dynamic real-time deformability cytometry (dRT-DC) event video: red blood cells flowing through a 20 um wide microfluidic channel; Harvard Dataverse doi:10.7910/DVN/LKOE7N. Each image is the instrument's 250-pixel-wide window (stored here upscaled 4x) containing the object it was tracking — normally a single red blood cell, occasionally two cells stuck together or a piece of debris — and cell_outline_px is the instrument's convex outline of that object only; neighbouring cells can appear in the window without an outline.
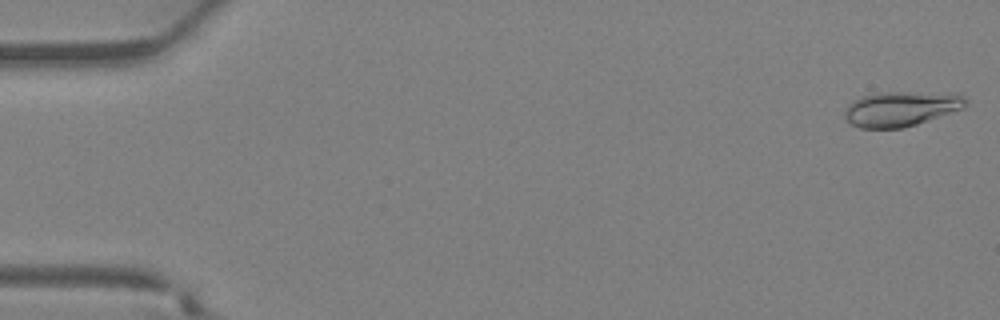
{"species": "Egyptian fruit bat (a non-hibernating species)", "species_latin": "Rousettus aegyptiacus", "temperature_condition": "warm", "stored_images_in_passage": 37, "camera_frame_rate_fps": 3000, "um_per_image_px": 0.085, "animal": {"sex": "female"}, "frame": {"image": 1, "passage_image": 1, "time_ms": 0.0, "image_size_px": [1000, 320], "cell_outline_px": [[968, 104], [964, 108], [916, 124], [900, 128], [860, 128], [844, 120], [844, 112], [848, 104], [860, 96], [876, 92], [956, 92], [964, 96], [968, 100]], "centroid_in_image_um": [76.6, 9.22], "position_along_channel_um": 8.4, "area_um2": 25.09}}
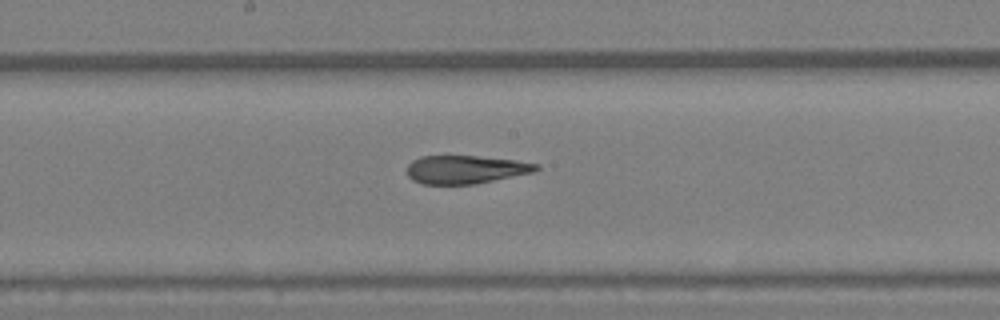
{"frame": {"image": 2, "passage_image": 20, "time_ms": 6.333, "image_size_px": [1000, 320], "cell_outline_px": [[540, 168], [532, 172], [476, 184], [420, 184], [412, 180], [408, 176], [408, 164], [412, 160], [420, 156], [476, 156], [516, 160], [540, 164]], "centroid_in_image_um": [39.55, 14.41], "position_along_channel_um": 208.6, "area_um2": 21.27}}
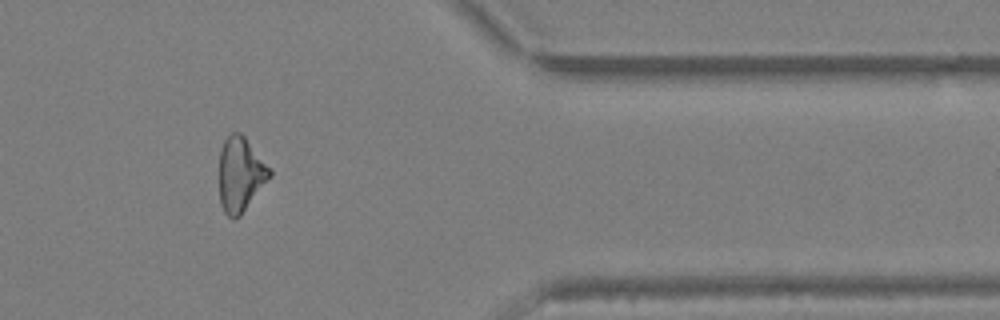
{"frame": {"image": 3, "passage_image": 31, "time_ms": 10.0, "image_size_px": [1000, 320], "cell_outline_px": [[272, 176], [240, 216], [232, 220], [224, 212], [220, 204], [220, 148], [224, 140], [232, 132], [240, 132], [244, 136], [272, 168]], "centroid_in_image_um": [20.46, 14.82], "position_along_channel_um": 390.9, "area_um2": 22.14}}